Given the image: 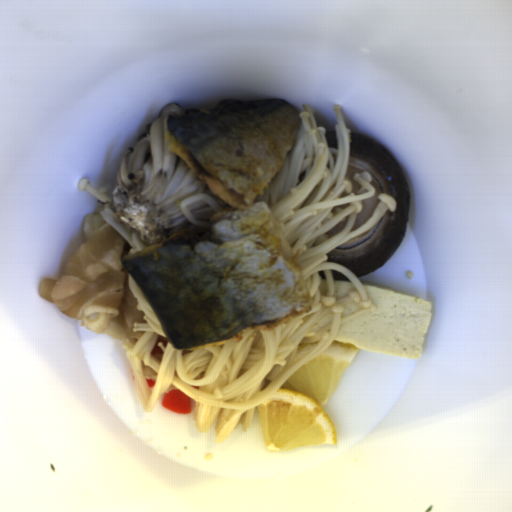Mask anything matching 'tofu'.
I'll return each mask as SVG.
<instances>
[{
	"label": "tofu",
	"instance_id": "obj_1",
	"mask_svg": "<svg viewBox=\"0 0 512 512\" xmlns=\"http://www.w3.org/2000/svg\"><path fill=\"white\" fill-rule=\"evenodd\" d=\"M361 284L374 309L339 325L333 342L420 360L432 318V303L395 289Z\"/></svg>",
	"mask_w": 512,
	"mask_h": 512
},
{
	"label": "tofu",
	"instance_id": "obj_2",
	"mask_svg": "<svg viewBox=\"0 0 512 512\" xmlns=\"http://www.w3.org/2000/svg\"><path fill=\"white\" fill-rule=\"evenodd\" d=\"M333 282V296L334 298H346L350 291L354 288L353 283L349 281H342L332 279Z\"/></svg>",
	"mask_w": 512,
	"mask_h": 512
}]
</instances>
